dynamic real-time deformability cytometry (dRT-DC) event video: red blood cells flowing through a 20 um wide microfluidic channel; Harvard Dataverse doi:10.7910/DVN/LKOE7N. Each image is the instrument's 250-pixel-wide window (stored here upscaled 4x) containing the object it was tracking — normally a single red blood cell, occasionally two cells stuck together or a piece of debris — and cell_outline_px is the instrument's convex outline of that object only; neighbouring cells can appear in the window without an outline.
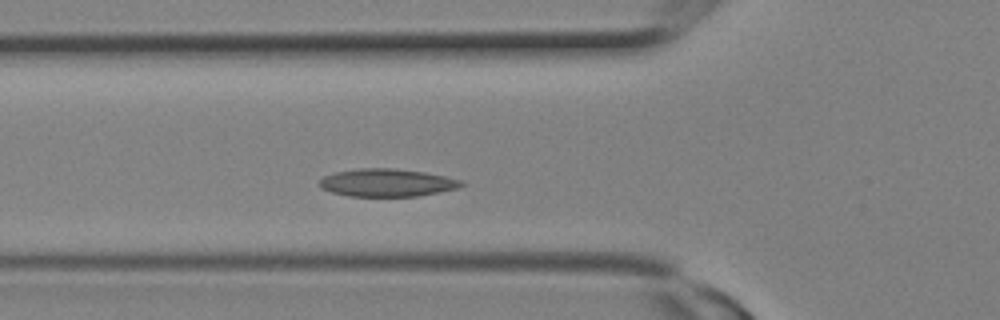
{"species": "Egyptian fruit bat (a non-hibernating species)", "species_latin": "Rousettus aegyptiacus", "temperature_condition": "room temperature", "stored_images_in_passage": 10, "camera_frame_rate_fps": 3000, "um_per_image_px": 0.085, "animal": {"sex": "female"}, "frame": {"image": 1, "passage_image": 5, "time_ms": 1.333, "image_size_px": [1000, 320], "cell_outline_px": [[464, 184], [456, 188], [440, 192], [416, 196], [348, 196], [332, 192], [320, 188], [320, 180], [324, 176], [336, 172], [360, 168], [392, 168], [424, 172], [444, 176], [460, 180]], "centroid_in_image_um": [32.87, 15.53], "position_along_channel_um": 92.9, "area_um2": 22.72}}
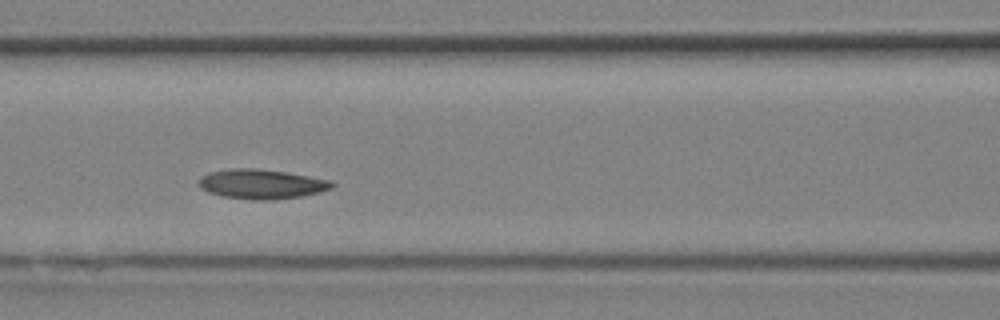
{"frame": {"image": 2, "passage_image": 7, "time_ms": 2.0, "image_size_px": [1000, 320], "cell_outline_px": [[336, 184], [332, 188], [320, 192], [300, 196], [268, 200], [252, 200], [224, 196], [208, 192], [200, 188], [200, 176], [208, 172], [232, 168], [256, 168], [288, 172], [332, 180]], "centroid_in_image_um": [22.25, 15.63], "position_along_channel_um": 144.3, "area_um2": 23.06}}
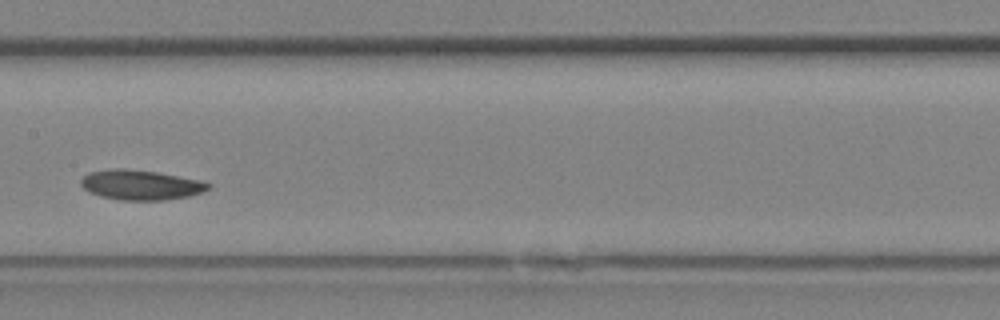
{"frame": {"image": 3, "passage_image": 9, "time_ms": 2.667, "image_size_px": [1000, 320], "cell_outline_px": [[212, 184], [208, 188], [200, 192], [188, 196], [164, 200], [120, 200], [100, 196], [88, 192], [80, 184], [80, 180], [88, 172], [112, 168], [124, 168], [156, 172], [200, 180]], "centroid_in_image_um": [11.9, 15.71], "position_along_channel_um": 195.5, "area_um2": 22.14}}